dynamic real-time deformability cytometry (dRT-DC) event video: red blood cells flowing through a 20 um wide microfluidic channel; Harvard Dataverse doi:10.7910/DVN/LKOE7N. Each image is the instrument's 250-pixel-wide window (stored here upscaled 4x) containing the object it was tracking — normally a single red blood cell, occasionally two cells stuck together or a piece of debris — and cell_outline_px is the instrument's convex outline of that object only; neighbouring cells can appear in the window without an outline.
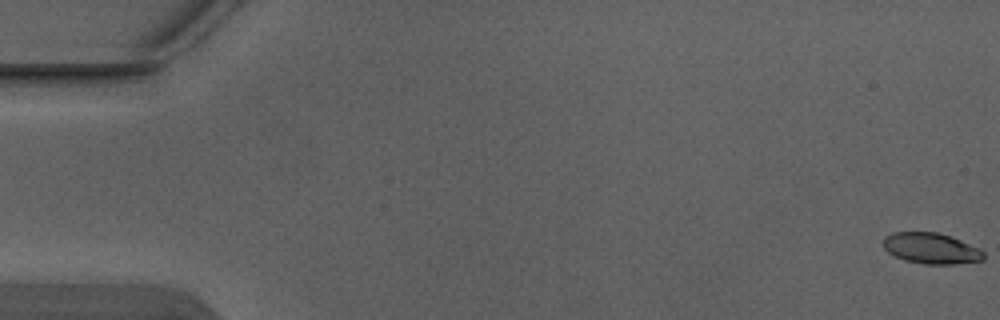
{"species": "Egyptian fruit bat (a non-hibernating species)", "species_latin": "Rousettus aegyptiacus", "temperature_condition": "warm", "stored_images_in_passage": 6, "camera_frame_rate_fps": 3000, "um_per_image_px": 0.085, "animal": {"sex": "male"}, "frame": {"image": 1, "passage_image": 1, "time_ms": 0.0, "image_size_px": [1000, 320], "cell_outline_px": [[984, 260], [952, 264], [924, 264], [904, 260], [888, 252], [884, 248], [884, 236], [892, 232], [936, 232], [952, 236], [980, 248], [984, 252]], "centroid_in_image_um": [79.16, 21.1], "position_along_channel_um": 5.8, "area_um2": 18.15}}
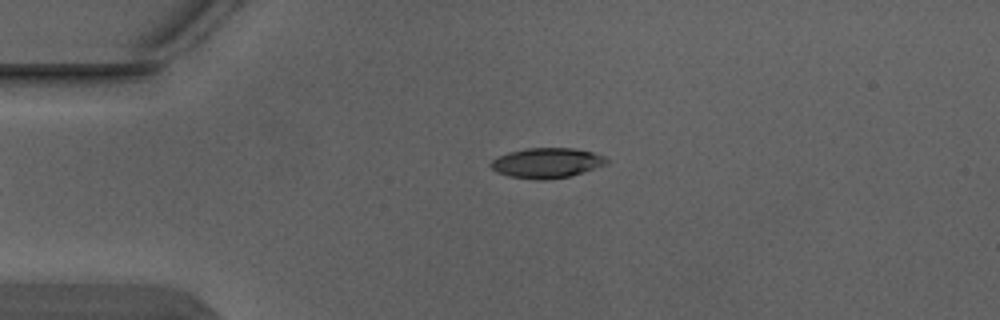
{"frame": {"image": 2, "passage_image": 6, "time_ms": 1.667, "image_size_px": [1000, 320], "cell_outline_px": [[608, 164], [568, 176], [544, 180], [540, 180], [508, 176], [496, 172], [488, 164], [496, 156], [508, 152], [528, 148], [576, 148], [592, 152], [604, 156], [608, 160]], "centroid_in_image_um": [46.44, 13.84], "position_along_channel_um": 38.6, "area_um2": 20.29}}